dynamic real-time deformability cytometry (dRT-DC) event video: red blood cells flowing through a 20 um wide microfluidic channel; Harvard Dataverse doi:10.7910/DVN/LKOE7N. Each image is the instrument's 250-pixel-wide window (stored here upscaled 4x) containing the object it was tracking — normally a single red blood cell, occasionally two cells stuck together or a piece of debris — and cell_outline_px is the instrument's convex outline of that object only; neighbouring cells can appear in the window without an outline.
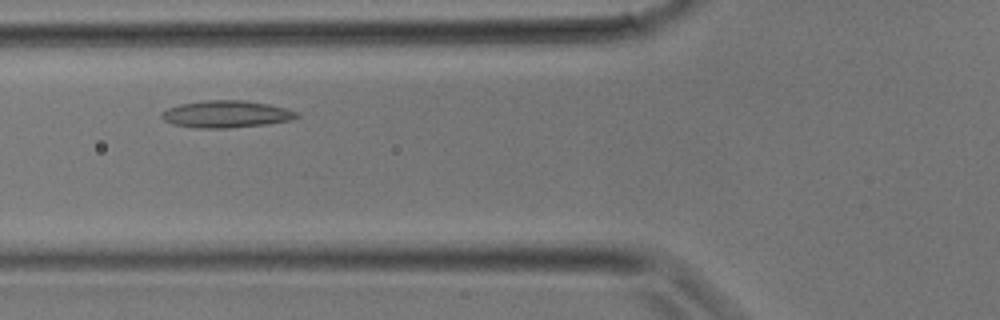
{"species": "common noctule bat (a hibernating species)", "species_latin": "Nyctalus noctula", "temperature_condition": "room temperature", "stored_images_in_passage": 22, "camera_frame_rate_fps": 3000, "um_per_image_px": 0.085, "animal": {"sex": "male", "body_mass_g": 17.9}, "frame": {"image": 1, "passage_image": 5, "time_ms": 1.333, "image_size_px": [1000, 320], "cell_outline_px": [[300, 116], [292, 120], [264, 124], [228, 128], [196, 128], [172, 124], [164, 120], [160, 116], [160, 112], [168, 108], [180, 104], [204, 100], [244, 100], [268, 104], [284, 108], [296, 112]], "centroid_in_image_um": [19.18, 9.7], "position_along_channel_um": 106.6, "area_um2": 21.27}}
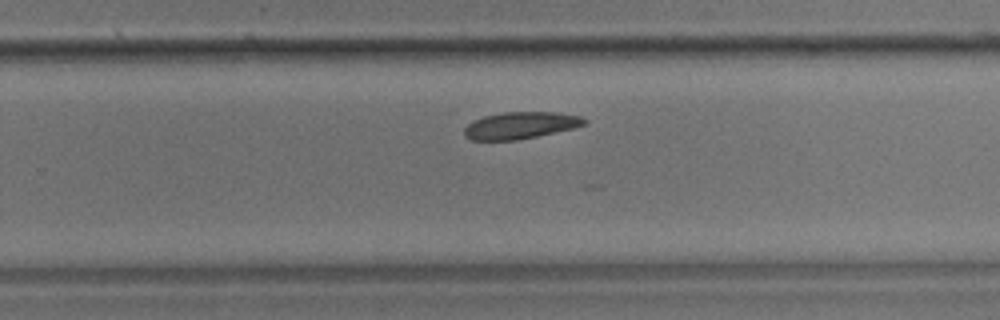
{"frame": {"image": 2, "passage_image": 14, "time_ms": 4.333, "image_size_px": [1000, 320], "cell_outline_px": [[588, 124], [576, 128], [516, 140], [472, 140], [464, 136], [464, 128], [472, 120], [484, 116], [504, 112], [556, 112], [580, 116], [588, 120]], "centroid_in_image_um": [44.26, 10.65], "position_along_channel_um": 285.5, "area_um2": 18.96}}
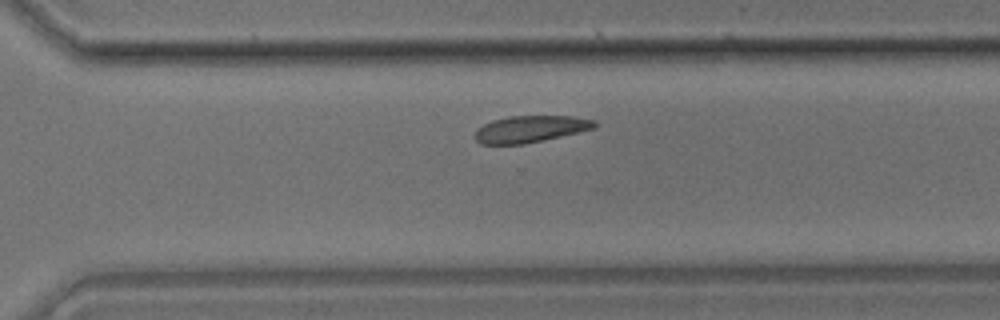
{"frame": {"image": 3, "passage_image": 16, "time_ms": 5.0, "image_size_px": [1000, 320], "cell_outline_px": [[600, 124], [596, 128], [524, 144], [480, 144], [476, 140], [476, 132], [484, 124], [492, 120], [508, 116], [572, 116], [596, 120]], "centroid_in_image_um": [45.14, 10.95], "position_along_channel_um": 325.5, "area_um2": 18.55}}